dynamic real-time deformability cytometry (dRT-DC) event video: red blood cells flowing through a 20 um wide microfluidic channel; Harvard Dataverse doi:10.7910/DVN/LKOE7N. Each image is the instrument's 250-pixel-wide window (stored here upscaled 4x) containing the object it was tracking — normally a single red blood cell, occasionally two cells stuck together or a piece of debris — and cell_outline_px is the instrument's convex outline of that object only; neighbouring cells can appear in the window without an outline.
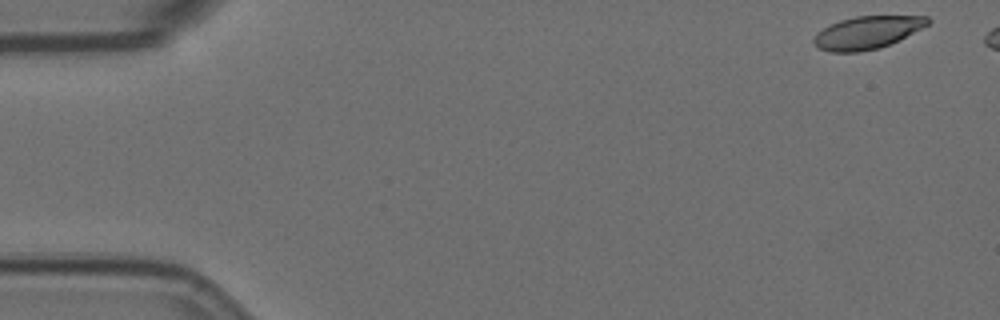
{"species": "Egyptian fruit bat (a non-hibernating species)", "species_latin": "Rousettus aegyptiacus", "temperature_condition": "room temperature", "stored_images_in_passage": 11, "camera_frame_rate_fps": 3000, "um_per_image_px": 0.085, "animal": {"sex": "female"}, "frame": {"image": 1, "passage_image": 1, "time_ms": 0.0, "image_size_px": [1000, 320], "cell_outline_px": [[932, 20], [928, 24], [900, 40], [880, 48], [860, 52], [828, 52], [816, 48], [812, 44], [812, 40], [816, 32], [840, 20], [856, 16], [928, 16]], "centroid_in_image_um": [73.67, 2.78], "position_along_channel_um": 11.3, "area_um2": 21.91}}